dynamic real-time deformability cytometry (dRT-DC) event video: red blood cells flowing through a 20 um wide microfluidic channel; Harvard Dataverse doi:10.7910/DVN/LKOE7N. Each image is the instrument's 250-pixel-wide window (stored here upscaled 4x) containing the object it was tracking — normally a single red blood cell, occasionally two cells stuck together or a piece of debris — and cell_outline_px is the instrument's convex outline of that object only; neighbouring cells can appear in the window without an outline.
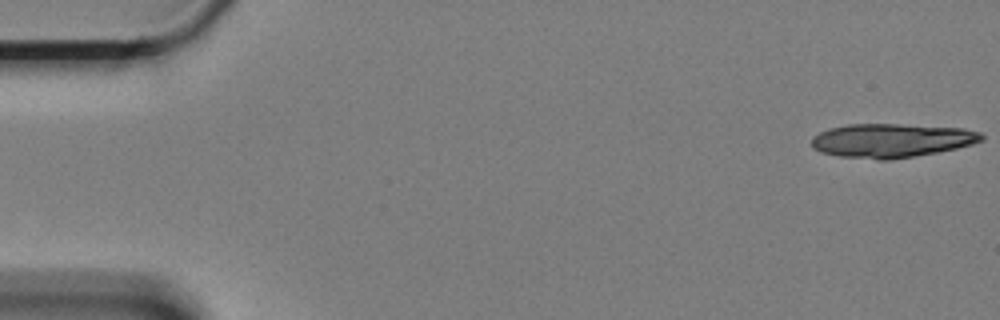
{"species": "Egyptian fruit bat (a non-hibernating species)", "species_latin": "Rousettus aegyptiacus", "temperature_condition": "cold", "stored_images_in_passage": 14, "camera_frame_rate_fps": 3000, "um_per_image_px": 0.085, "animal": {"sex": "female"}, "frame": {"image": 1, "passage_image": 1, "time_ms": 0.0, "image_size_px": [1000, 320], "cell_outline_px": [[984, 140], [972, 144], [956, 148], [936, 152], [888, 160], [876, 160], [840, 156], [820, 152], [812, 148], [812, 136], [828, 128], [848, 124], [896, 124], [964, 128], [980, 132], [984, 136]], "centroid_in_image_um": [75.75, 11.94], "position_along_channel_um": 9.3, "area_um2": 33.58}}